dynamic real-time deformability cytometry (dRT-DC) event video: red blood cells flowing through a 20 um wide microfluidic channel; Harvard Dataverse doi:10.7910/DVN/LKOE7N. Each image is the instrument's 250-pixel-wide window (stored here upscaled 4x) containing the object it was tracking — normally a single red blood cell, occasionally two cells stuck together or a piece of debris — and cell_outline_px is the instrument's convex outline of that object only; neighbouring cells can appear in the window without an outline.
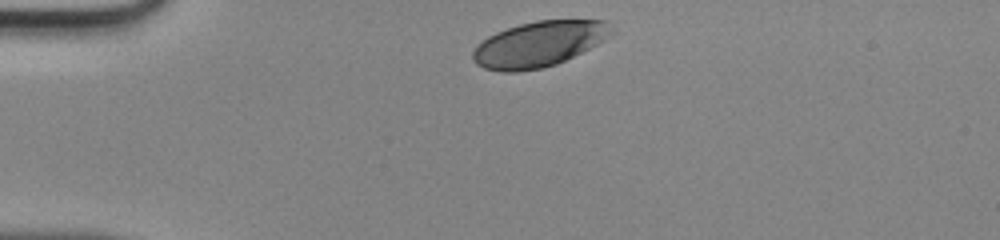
{"species": "human", "species_latin": "Homo sapiens", "temperature_condition": "room temperature", "stored_images_in_passage": 30, "camera_frame_rate_fps": 3000, "um_per_image_px": 0.085, "donor": {"sex": "male"}, "frame": {"image": 1, "passage_image": 1, "time_ms": 0.0, "image_size_px": [1000, 240], "cell_outline_px": [[616, 32], [604, 40], [556, 64], [540, 68], [516, 72], [500, 72], [484, 68], [476, 64], [472, 60], [472, 52], [476, 44], [488, 36], [496, 32], [520, 24], [536, 20], [608, 20]], "centroid_in_image_um": [45.79, 3.74], "position_along_channel_um": 39.2, "area_um2": 36.82}}
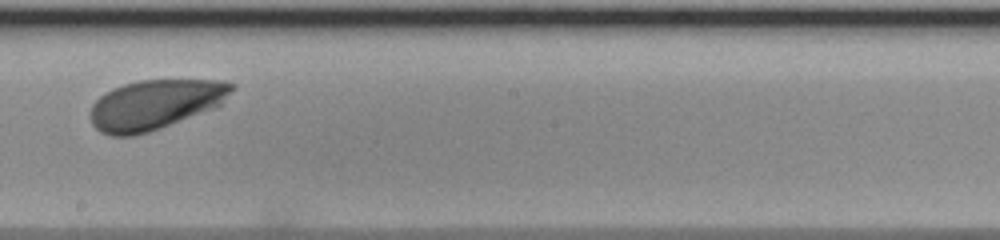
{"frame": {"image": 2, "passage_image": 18, "time_ms": 5.667, "image_size_px": [1000, 240], "cell_outline_px": [[236, 88], [216, 108], [160, 128], [148, 132], [132, 136], [112, 136], [100, 132], [92, 124], [92, 104], [100, 96], [112, 88], [124, 84], [140, 80], [224, 80], [236, 84]], "centroid_in_image_um": [13.22, 8.88], "position_along_channel_um": 235.0, "area_um2": 40.98}}
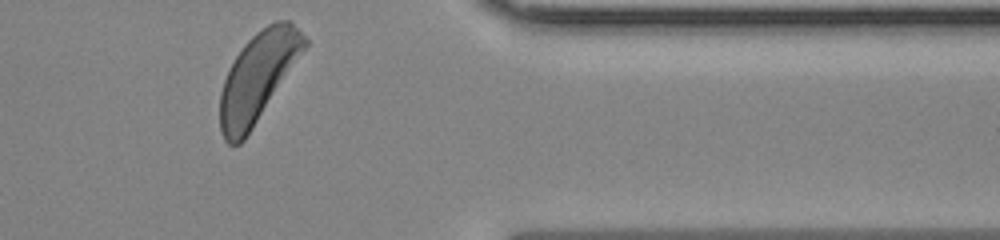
{"frame": {"image": 3, "passage_image": 30, "time_ms": 9.667, "image_size_px": [1000, 240], "cell_outline_px": [[308, 44], [244, 140], [240, 144], [228, 144], [224, 140], [220, 132], [220, 92], [224, 80], [236, 56], [244, 44], [256, 32], [268, 24], [276, 20], [288, 20], [308, 40]], "centroid_in_image_um": [21.89, 6.56], "position_along_channel_um": 389.5, "area_um2": 42.83}}